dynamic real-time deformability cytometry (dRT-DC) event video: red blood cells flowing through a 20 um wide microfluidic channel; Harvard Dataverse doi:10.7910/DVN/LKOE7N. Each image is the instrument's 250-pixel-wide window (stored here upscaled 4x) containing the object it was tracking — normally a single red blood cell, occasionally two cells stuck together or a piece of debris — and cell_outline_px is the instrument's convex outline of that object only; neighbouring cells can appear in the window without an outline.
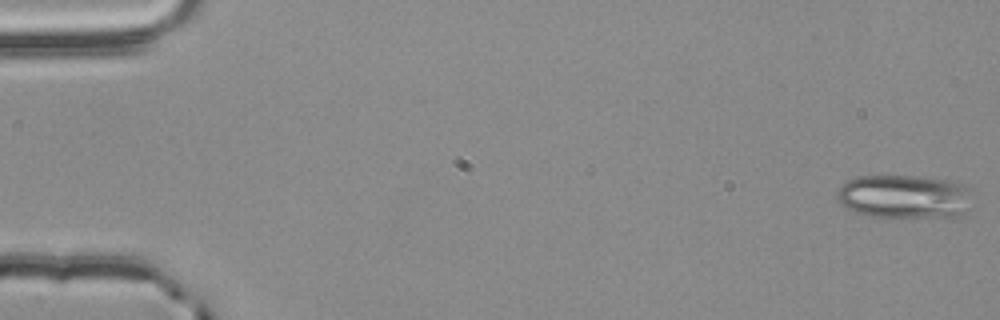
{"species": "common noctule bat (a hibernating species)", "species_latin": "Nyctalus noctula", "temperature_condition": "room temperature", "stored_images_in_passage": 16, "camera_frame_rate_fps": 3000, "um_per_image_px": 0.085, "animal": {"sex": "male", "body_mass_g": 20.4}, "frame": {"image": 1, "passage_image": 1, "time_ms": 0.0, "image_size_px": [1000, 320], "cell_outline_px": [[972, 208], [960, 216], [872, 216], [856, 212], [840, 204], [836, 200], [836, 192], [848, 180], [860, 176], [924, 176], [964, 184], [968, 192]], "centroid_in_image_um": [76.86, 16.7], "position_along_channel_um": 8.1, "area_um2": 34.16}}